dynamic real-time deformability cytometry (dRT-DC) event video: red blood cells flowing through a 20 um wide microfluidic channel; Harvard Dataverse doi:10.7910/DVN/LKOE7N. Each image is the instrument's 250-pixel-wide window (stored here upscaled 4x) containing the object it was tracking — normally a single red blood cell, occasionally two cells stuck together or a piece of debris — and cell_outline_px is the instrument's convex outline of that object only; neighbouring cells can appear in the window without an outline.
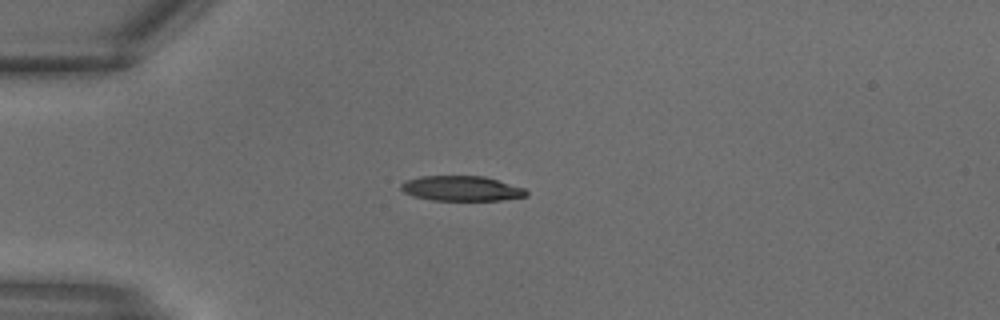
{"species": "common noctule bat (a hibernating species)", "species_latin": "Nyctalus noctula", "temperature_condition": "warm", "stored_images_in_passage": 13, "camera_frame_rate_fps": 3000, "um_per_image_px": 0.085, "animal": {"sex": "male", "body_mass_g": 18.8}, "frame": {"image": 1, "passage_image": 8, "time_ms": 2.333, "image_size_px": [1000, 320], "cell_outline_px": [[528, 196], [500, 200], [432, 200], [416, 196], [404, 192], [400, 188], [400, 184], [404, 180], [420, 176], [484, 176], [524, 188], [528, 192]], "centroid_in_image_um": [39.21, 16.01], "position_along_channel_um": 45.8, "area_um2": 18.21}}
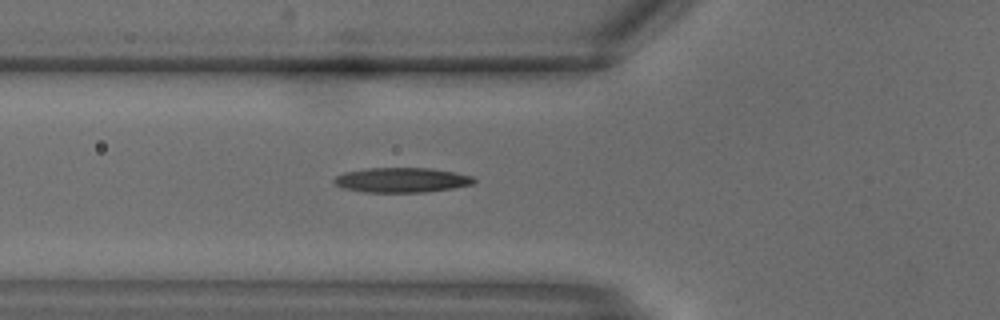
{"frame": {"image": 2, "passage_image": 11, "time_ms": 3.333, "image_size_px": [1000, 320], "cell_outline_px": [[476, 180], [472, 184], [452, 188], [424, 192], [364, 192], [344, 188], [336, 184], [332, 180], [336, 176], [344, 172], [364, 168], [432, 168], [456, 172], [472, 176]], "centroid_in_image_um": [34.13, 15.29], "position_along_channel_um": 91.7, "area_um2": 20.23}}
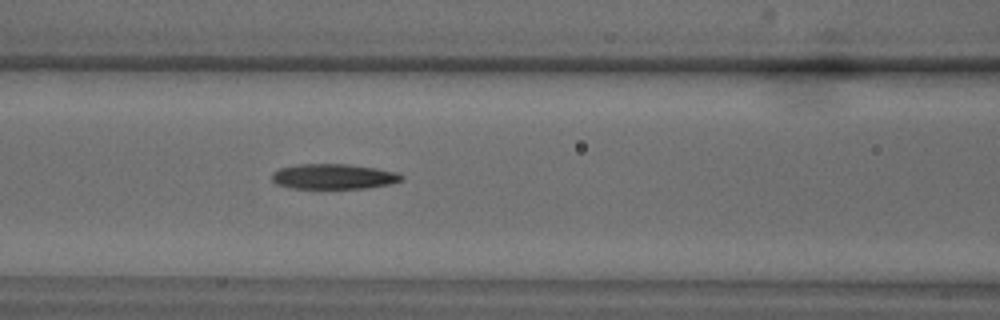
{"frame": {"image": 3, "passage_image": 13, "time_ms": 4.0, "image_size_px": [1000, 320], "cell_outline_px": [[404, 180], [388, 184], [368, 188], [288, 188], [276, 184], [272, 180], [272, 172], [280, 168], [296, 164], [348, 164], [376, 168], [396, 172], [404, 176]], "centroid_in_image_um": [28.34, 15.0], "position_along_channel_um": 138.3, "area_um2": 19.13}}